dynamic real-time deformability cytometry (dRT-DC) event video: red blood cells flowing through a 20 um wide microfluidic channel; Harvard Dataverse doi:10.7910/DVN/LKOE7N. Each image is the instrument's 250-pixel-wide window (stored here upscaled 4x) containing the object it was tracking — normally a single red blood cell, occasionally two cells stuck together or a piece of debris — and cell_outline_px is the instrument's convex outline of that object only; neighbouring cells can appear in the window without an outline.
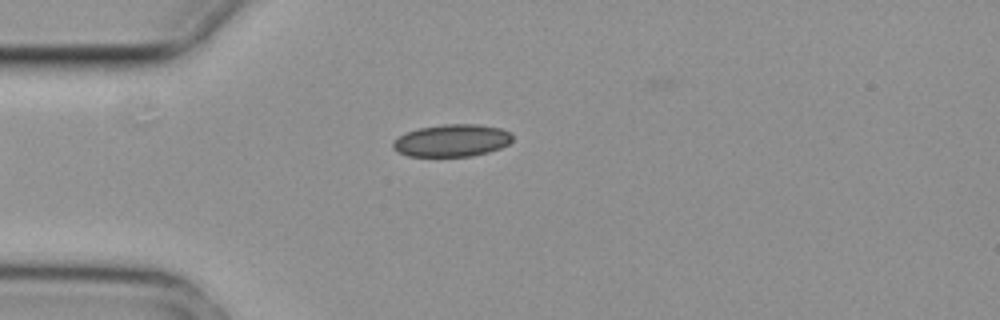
{"species": "common noctule bat (a hibernating species)", "species_latin": "Nyctalus noctula", "temperature_condition": "cold", "stored_images_in_passage": 2, "camera_frame_rate_fps": 3000, "um_per_image_px": 0.085, "animal": {"sex": "female", "body_mass_g": 29.2, "forearm_length_mm": 56.3}, "frame": {"image": 1, "passage_image": 2, "time_ms": 0.333, "image_size_px": [1000, 320], "cell_outline_px": [[512, 140], [508, 144], [500, 148], [488, 152], [472, 156], [408, 156], [396, 152], [392, 148], [392, 140], [408, 132], [420, 128], [444, 124], [480, 124], [500, 128], [512, 132]], "centroid_in_image_um": [38.41, 11.94], "position_along_channel_um": 46.6, "area_um2": 22.6}}